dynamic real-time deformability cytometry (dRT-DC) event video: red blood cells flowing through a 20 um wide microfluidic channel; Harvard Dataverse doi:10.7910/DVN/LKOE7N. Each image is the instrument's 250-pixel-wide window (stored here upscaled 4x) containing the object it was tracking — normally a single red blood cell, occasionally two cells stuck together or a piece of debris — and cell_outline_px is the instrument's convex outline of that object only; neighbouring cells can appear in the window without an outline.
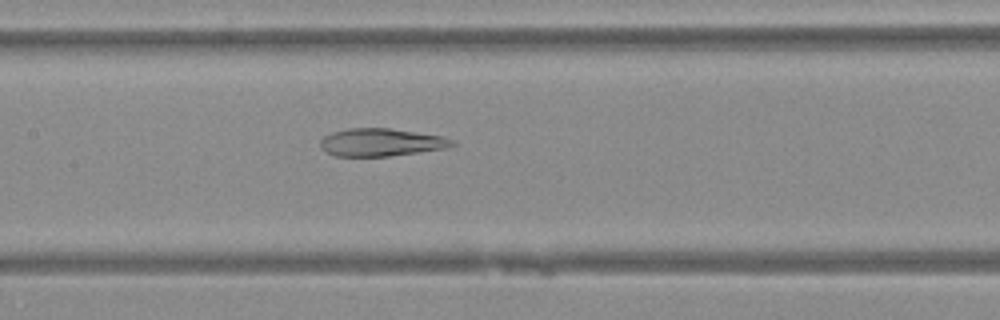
{"species": "Egyptian fruit bat (a non-hibernating species)", "species_latin": "Rousettus aegyptiacus", "temperature_condition": "warm", "stored_images_in_passage": 28, "camera_frame_rate_fps": 3000, "um_per_image_px": 0.085, "animal": {"sex": "female"}, "frame": {"image": 1, "passage_image": 11, "time_ms": 3.333, "image_size_px": [1000, 320], "cell_outline_px": [[456, 144], [448, 148], [388, 156], [336, 156], [320, 148], [320, 140], [324, 136], [332, 132], [348, 128], [388, 128], [444, 136], [452, 140]], "centroid_in_image_um": [32.39, 12.09], "position_along_channel_um": 175.0, "area_um2": 21.27}}
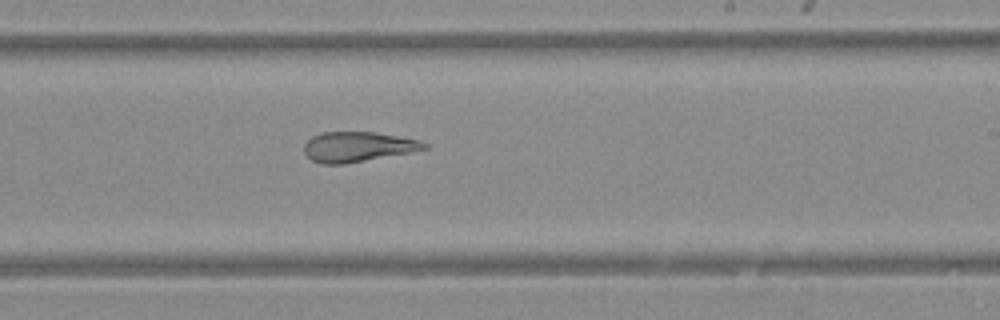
{"frame": {"image": 2, "passage_image": 17, "time_ms": 5.333, "image_size_px": [1000, 320], "cell_outline_px": [[428, 148], [412, 152], [344, 164], [320, 164], [312, 160], [304, 152], [304, 144], [312, 136], [324, 132], [376, 132], [420, 140], [428, 144]], "centroid_in_image_um": [30.42, 12.48], "position_along_channel_um": 258.6, "area_um2": 21.04}}
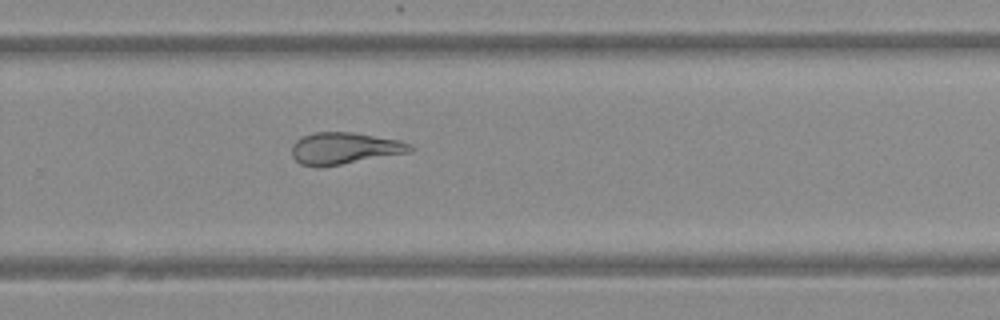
{"frame": {"image": 3, "passage_image": 20, "time_ms": 6.333, "image_size_px": [1000, 320], "cell_outline_px": [[416, 148], [408, 152], [320, 168], [316, 168], [300, 164], [292, 156], [292, 144], [296, 140], [304, 136], [316, 132], [352, 132], [400, 140], [412, 144]], "centroid_in_image_um": [29.26, 12.61], "position_along_channel_um": 300.5, "area_um2": 21.96}}